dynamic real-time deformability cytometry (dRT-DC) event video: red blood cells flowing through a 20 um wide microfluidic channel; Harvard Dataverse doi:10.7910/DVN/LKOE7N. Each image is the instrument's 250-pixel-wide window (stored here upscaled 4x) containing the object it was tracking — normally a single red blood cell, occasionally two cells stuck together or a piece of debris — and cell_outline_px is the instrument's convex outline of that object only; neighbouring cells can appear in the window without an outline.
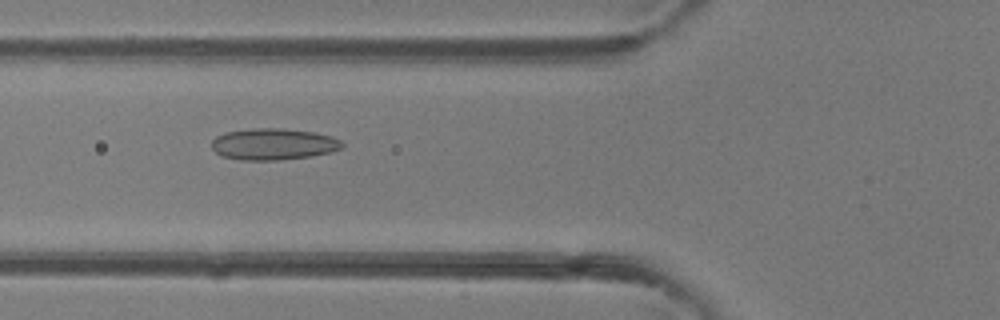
{"species": "common noctule bat (a hibernating species)", "species_latin": "Nyctalus noctula", "temperature_condition": "room temperature", "stored_images_in_passage": 19, "camera_frame_rate_fps": 3000, "um_per_image_px": 0.085, "animal": {"sex": "female"}, "frame": {"image": 1, "passage_image": 4, "time_ms": 1.0, "image_size_px": [1000, 320], "cell_outline_px": [[344, 144], [340, 148], [332, 152], [312, 156], [280, 160], [240, 160], [224, 156], [216, 152], [212, 148], [212, 140], [216, 136], [228, 132], [252, 128], [280, 128], [316, 132], [332, 136], [340, 140]], "centroid_in_image_um": [23.27, 12.25], "position_along_channel_um": 102.5, "area_um2": 23.99}}
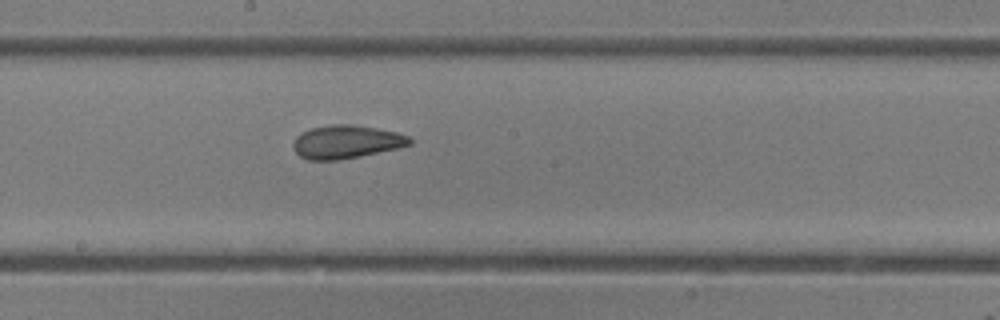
{"frame": {"image": 2, "passage_image": 12, "time_ms": 3.667, "image_size_px": [1000, 320], "cell_outline_px": [[412, 144], [400, 148], [340, 160], [308, 160], [300, 156], [292, 148], [292, 144], [296, 136], [312, 128], [332, 124], [352, 124], [376, 128], [396, 132], [408, 136], [412, 140]], "centroid_in_image_um": [29.44, 12.06], "position_along_channel_um": 218.8, "area_um2": 22.66}}
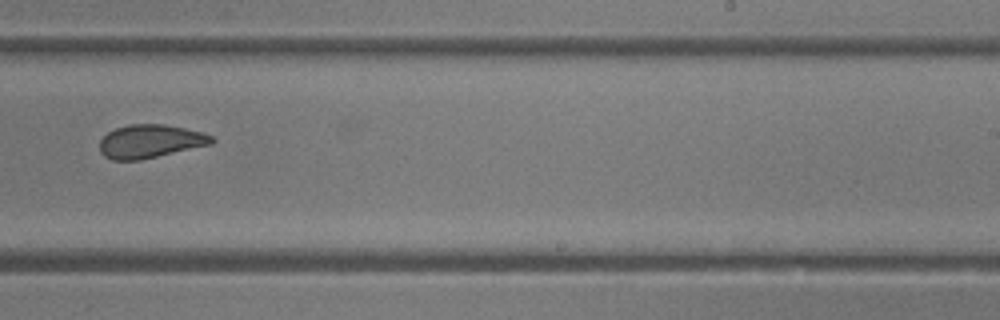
{"frame": {"image": 3, "passage_image": 16, "time_ms": 5.0, "image_size_px": [1000, 320], "cell_outline_px": [[216, 140], [212, 144], [140, 160], [112, 160], [104, 156], [100, 152], [100, 140], [108, 132], [116, 128], [128, 124], [164, 124], [204, 132], [212, 136]], "centroid_in_image_um": [12.78, 12.01], "position_along_channel_um": 276.2, "area_um2": 21.85}}